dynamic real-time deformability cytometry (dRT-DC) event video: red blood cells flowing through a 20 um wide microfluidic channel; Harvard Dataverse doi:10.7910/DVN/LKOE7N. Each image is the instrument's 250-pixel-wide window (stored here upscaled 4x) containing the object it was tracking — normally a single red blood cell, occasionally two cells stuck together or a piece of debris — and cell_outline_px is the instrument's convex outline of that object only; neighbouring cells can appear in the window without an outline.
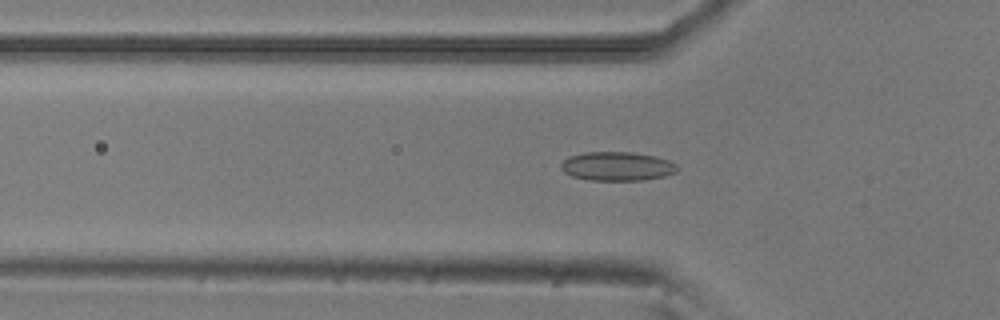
{"species": "common noctule bat (a hibernating species)", "species_latin": "Nyctalus noctula", "temperature_condition": "room temperature", "stored_images_in_passage": 49, "camera_frame_rate_fps": 3000, "um_per_image_px": 0.085, "animal": {"sex": "male", "body_mass_g": 20.5, "forearm_length_mm": 52.5}, "frame": {"image": 1, "passage_image": 17, "time_ms": 5.333, "image_size_px": [1000, 320], "cell_outline_px": [[680, 168], [676, 172], [664, 176], [640, 180], [588, 180], [572, 176], [564, 172], [560, 168], [560, 164], [568, 156], [584, 152], [632, 152], [652, 156], [668, 160], [676, 164]], "centroid_in_image_um": [52.43, 14.13], "position_along_channel_um": 73.4, "area_um2": 19.59}}
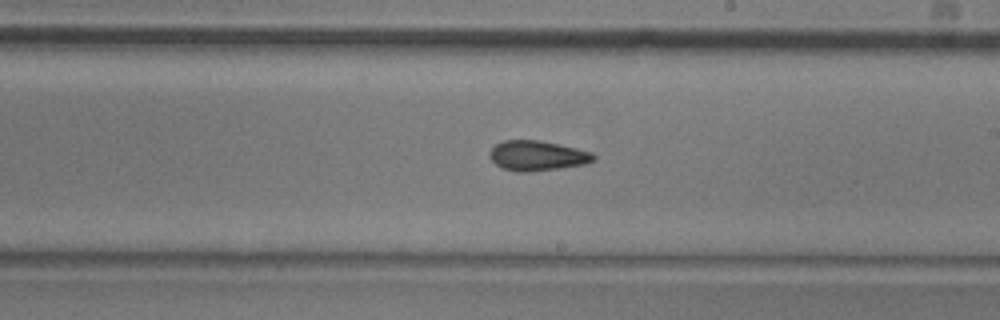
{"frame": {"image": 2, "passage_image": 30, "time_ms": 9.667, "image_size_px": [1000, 320], "cell_outline_px": [[596, 160], [584, 164], [560, 168], [528, 172], [516, 172], [500, 168], [488, 156], [488, 152], [496, 144], [504, 140], [536, 140], [560, 144], [592, 152], [596, 156]], "centroid_in_image_um": [45.65, 13.24], "position_along_channel_um": 243.4, "area_um2": 18.32}}
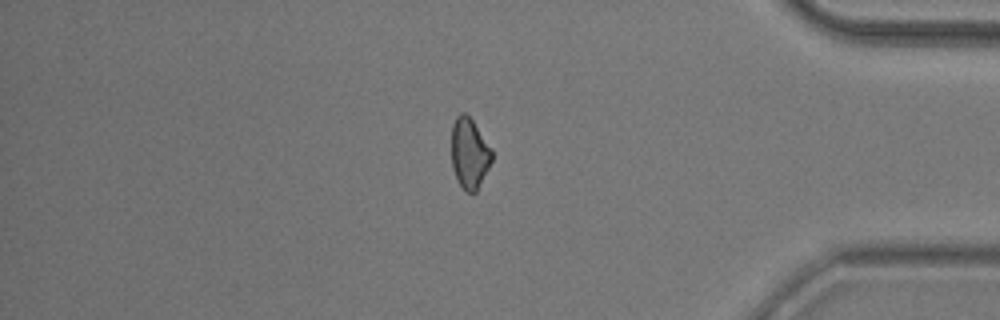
{"frame": {"image": 3, "passage_image": 44, "time_ms": 14.333, "image_size_px": [1000, 320], "cell_outline_px": [[492, 160], [476, 192], [468, 192], [456, 180], [452, 168], [452, 124], [456, 116], [460, 112], [464, 112], [472, 120], [492, 148]], "centroid_in_image_um": [39.89, 13.01], "position_along_channel_um": 395.3, "area_um2": 16.53}}